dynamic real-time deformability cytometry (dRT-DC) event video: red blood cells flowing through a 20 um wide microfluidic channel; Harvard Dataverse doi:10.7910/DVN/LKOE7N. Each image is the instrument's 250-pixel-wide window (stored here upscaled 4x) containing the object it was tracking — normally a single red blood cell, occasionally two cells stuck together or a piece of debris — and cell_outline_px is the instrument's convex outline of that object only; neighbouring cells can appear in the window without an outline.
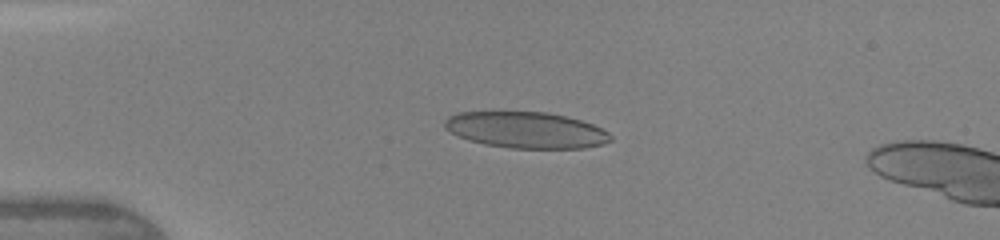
{"species": "human", "species_latin": "Homo sapiens", "temperature_condition": "warm", "stored_images_in_passage": 15, "camera_frame_rate_fps": 3000, "um_per_image_px": 0.085, "donor": {"sex": "female"}, "frame": {"image": 1, "passage_image": 11, "time_ms": 3.333, "image_size_px": [1000, 240], "cell_outline_px": [[612, 140], [600, 144], [584, 148], [512, 148], [484, 144], [468, 140], [444, 128], [444, 120], [448, 116], [460, 112], [548, 112], [580, 120], [592, 124], [608, 132], [612, 136]], "centroid_in_image_um": [44.7, 11.05], "position_along_channel_um": 40.3, "area_um2": 34.8}}